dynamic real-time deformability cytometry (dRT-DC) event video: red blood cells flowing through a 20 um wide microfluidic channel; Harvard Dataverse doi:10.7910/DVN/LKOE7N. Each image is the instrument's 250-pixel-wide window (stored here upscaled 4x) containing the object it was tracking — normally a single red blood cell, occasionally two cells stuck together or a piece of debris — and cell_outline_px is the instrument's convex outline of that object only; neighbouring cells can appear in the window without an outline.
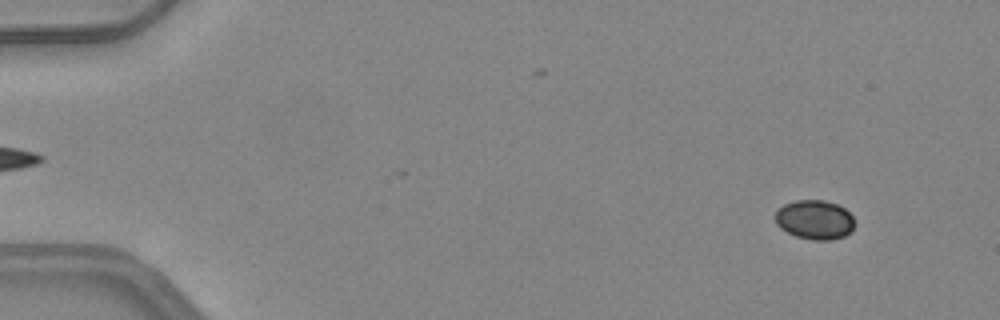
{"species": "common noctule bat (a hibernating species)", "species_latin": "Nyctalus noctula", "temperature_condition": "warm", "stored_images_in_passage": 48, "camera_frame_rate_fps": 3000, "um_per_image_px": 0.085, "animal": {"sex": "female", "body_mass_g": 24.6, "forearm_length_mm": 56.2}, "frame": {"image": 1, "passage_image": 2, "time_ms": 0.333, "image_size_px": [1000, 320], "cell_outline_px": [[852, 232], [844, 236], [832, 240], [812, 240], [796, 236], [780, 228], [776, 224], [776, 212], [784, 204], [796, 200], [824, 200], [836, 204], [844, 208], [852, 216]], "centroid_in_image_um": [69.24, 18.68], "position_along_channel_um": 15.8, "area_um2": 18.03}}
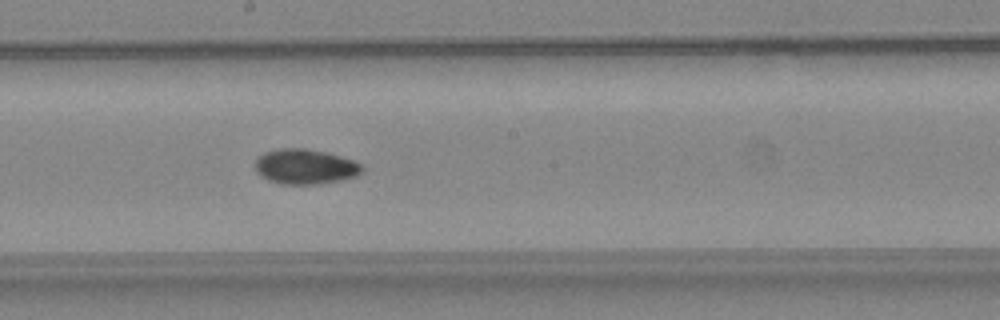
{"frame": {"image": 2, "passage_image": 26, "time_ms": 8.333, "image_size_px": [1000, 320], "cell_outline_px": [[364, 172], [356, 176], [344, 180], [320, 184], [280, 184], [268, 180], [260, 176], [256, 172], [256, 160], [264, 152], [280, 148], [304, 148], [328, 152], [352, 160], [360, 164], [364, 168]], "centroid_in_image_um": [25.96, 14.17], "position_along_channel_um": 222.2, "area_um2": 22.08}}
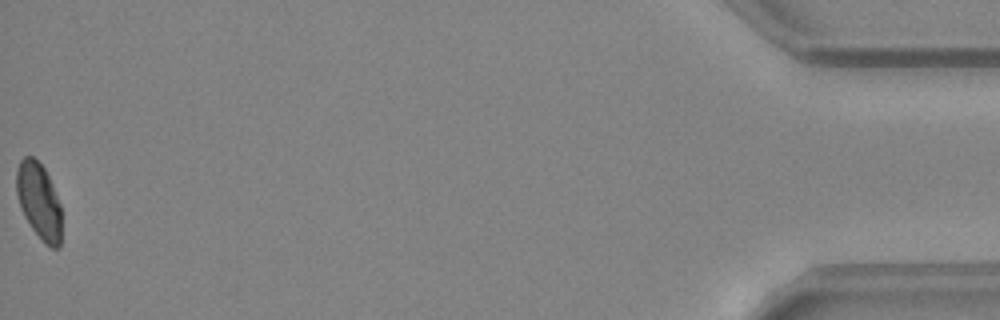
{"frame": {"image": 3, "passage_image": 48, "time_ms": 15.667, "image_size_px": [1000, 320], "cell_outline_px": [[60, 248], [52, 248], [44, 244], [32, 228], [24, 216], [20, 208], [16, 192], [16, 172], [20, 160], [24, 156], [32, 156], [44, 168], [52, 184], [60, 204]], "centroid_in_image_um": [3.29, 17.09], "position_along_channel_um": 431.9, "area_um2": 19.94}, "authors_computed_cell_mechanics": {"area_um2": 20.6635, "velocity_mm_per_s": 4.1792, "shape_relaxation_time_tau1_ms": 4.7717, "shape_relaxation_time_tau2_ms": 5.6482, "deformation_change_tau1": 0.1023, "deformation_change_tau2": 0.0921}}